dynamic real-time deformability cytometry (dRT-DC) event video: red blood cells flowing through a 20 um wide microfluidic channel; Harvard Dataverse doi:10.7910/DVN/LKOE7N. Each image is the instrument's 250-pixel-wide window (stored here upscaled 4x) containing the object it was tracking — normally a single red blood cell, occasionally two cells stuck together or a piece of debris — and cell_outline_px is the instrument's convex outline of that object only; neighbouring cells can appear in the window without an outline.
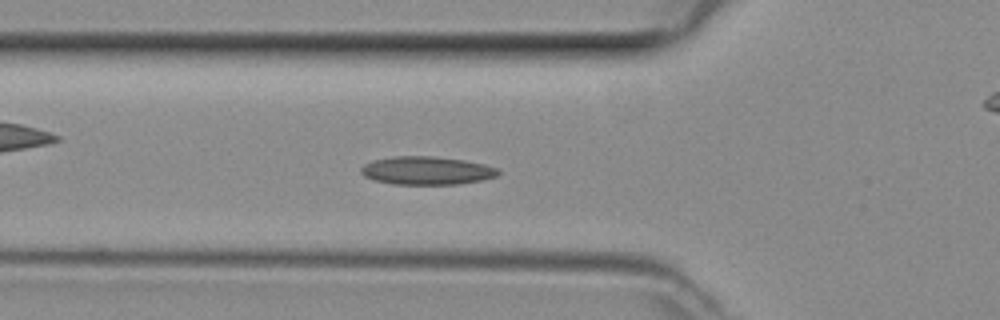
{"species": "common noctule bat (a hibernating species)", "species_latin": "Nyctalus noctula", "temperature_condition": "room temperature", "stored_images_in_passage": 48, "camera_frame_rate_fps": 3000, "um_per_image_px": 0.085, "animal": {"sex": "female", "body_mass_g": 29.2, "forearm_length_mm": 56.3}, "frame": {"image": 1, "passage_image": 16, "time_ms": 5.0, "image_size_px": [1000, 320], "cell_outline_px": [[500, 172], [496, 176], [484, 180], [456, 184], [392, 184], [372, 180], [364, 176], [360, 172], [360, 168], [364, 164], [372, 160], [392, 156], [432, 156], [464, 160], [484, 164], [496, 168]], "centroid_in_image_um": [36.22, 14.5], "position_along_channel_um": 89.6, "area_um2": 22.66}}
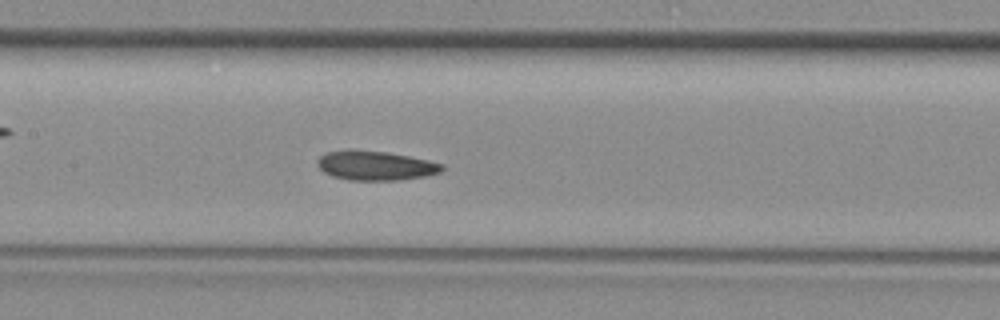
{"frame": {"image": 2, "passage_image": 22, "time_ms": 7.0, "image_size_px": [1000, 320], "cell_outline_px": [[444, 168], [440, 172], [424, 176], [400, 180], [348, 180], [332, 176], [324, 172], [316, 164], [316, 160], [320, 156], [328, 152], [348, 148], [352, 148], [384, 152], [408, 156], [428, 160], [444, 164]], "centroid_in_image_um": [31.87, 14.06], "position_along_channel_um": 175.5, "area_um2": 21.5}}
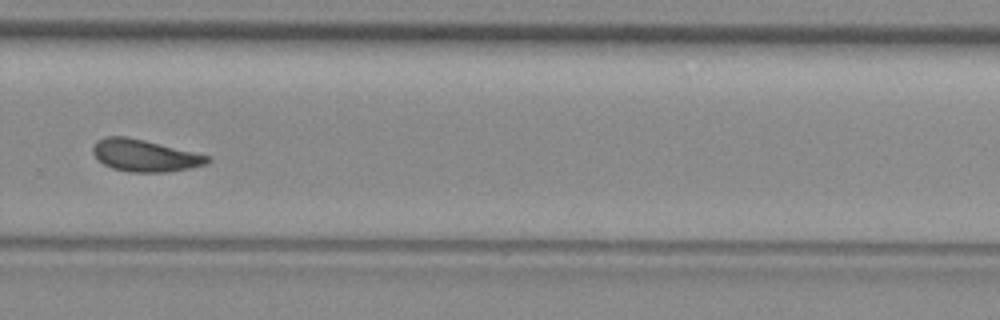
{"frame": {"image": 3, "passage_image": 32, "time_ms": 10.333, "image_size_px": [1000, 320], "cell_outline_px": [[212, 160], [204, 164], [192, 168], [168, 172], [128, 172], [112, 168], [104, 164], [92, 152], [92, 148], [96, 140], [104, 136], [124, 136], [144, 140], [208, 156]], "centroid_in_image_um": [12.26, 13.22], "position_along_channel_um": 317.5, "area_um2": 21.15}}